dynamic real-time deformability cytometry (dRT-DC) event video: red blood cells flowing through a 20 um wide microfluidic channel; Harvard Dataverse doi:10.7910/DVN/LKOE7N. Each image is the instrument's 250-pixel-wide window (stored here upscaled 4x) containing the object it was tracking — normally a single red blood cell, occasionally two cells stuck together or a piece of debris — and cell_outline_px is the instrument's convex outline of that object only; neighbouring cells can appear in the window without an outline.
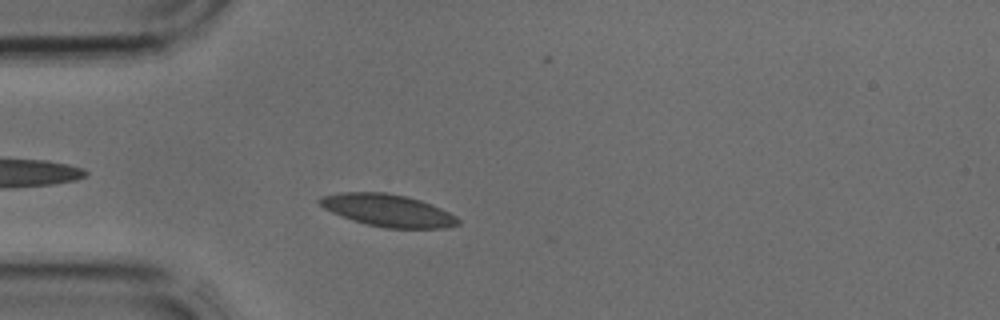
{"species": "common noctule bat (a hibernating species)", "species_latin": "Nyctalus noctula", "temperature_condition": "cold", "stored_images_in_passage": 3, "camera_frame_rate_fps": 3000, "um_per_image_px": 0.085, "animal": {"sex": "male", "body_mass_g": 17.9, "forearm_length_mm": 54.2}, "frame": {"image": 1, "passage_image": 3, "time_ms": 0.667, "image_size_px": [1000, 320], "cell_outline_px": [[460, 224], [448, 228], [384, 228], [368, 224], [332, 212], [324, 208], [316, 200], [320, 196], [340, 192], [384, 192], [408, 196], [432, 204], [456, 216], [460, 220]], "centroid_in_image_um": [32.99, 17.87], "position_along_channel_um": 52.0, "area_um2": 25.95}}